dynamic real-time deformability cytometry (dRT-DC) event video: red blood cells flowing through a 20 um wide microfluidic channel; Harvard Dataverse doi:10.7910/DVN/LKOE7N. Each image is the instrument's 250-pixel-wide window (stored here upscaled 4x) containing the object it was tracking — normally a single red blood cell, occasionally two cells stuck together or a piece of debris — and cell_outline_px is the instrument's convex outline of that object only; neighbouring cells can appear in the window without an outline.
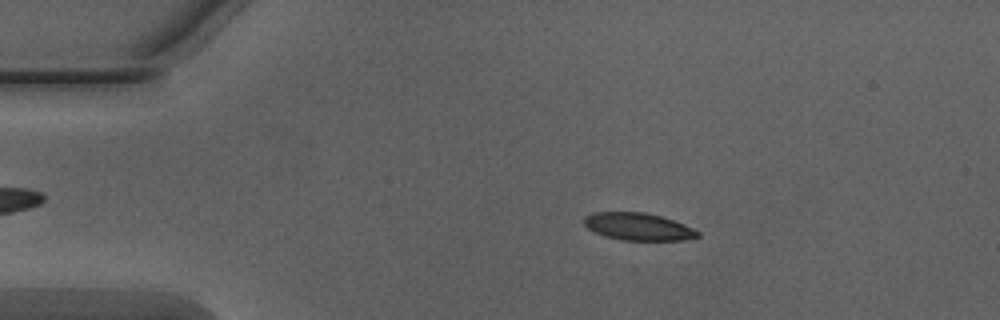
{"species": "Egyptian fruit bat (a non-hibernating species)", "species_latin": "Rousettus aegyptiacus", "temperature_condition": "warm", "stored_images_in_passage": 13, "camera_frame_rate_fps": 3000, "um_per_image_px": 0.085, "animal": {"sex": "male"}, "frame": {"image": 1, "passage_image": 6, "time_ms": 1.667, "image_size_px": [1000, 320], "cell_outline_px": [[700, 236], [684, 240], [620, 240], [604, 236], [588, 228], [584, 224], [584, 216], [592, 212], [644, 212], [660, 216], [684, 224], [700, 232]], "centroid_in_image_um": [54.23, 19.26], "position_along_channel_um": 30.8, "area_um2": 18.09}}